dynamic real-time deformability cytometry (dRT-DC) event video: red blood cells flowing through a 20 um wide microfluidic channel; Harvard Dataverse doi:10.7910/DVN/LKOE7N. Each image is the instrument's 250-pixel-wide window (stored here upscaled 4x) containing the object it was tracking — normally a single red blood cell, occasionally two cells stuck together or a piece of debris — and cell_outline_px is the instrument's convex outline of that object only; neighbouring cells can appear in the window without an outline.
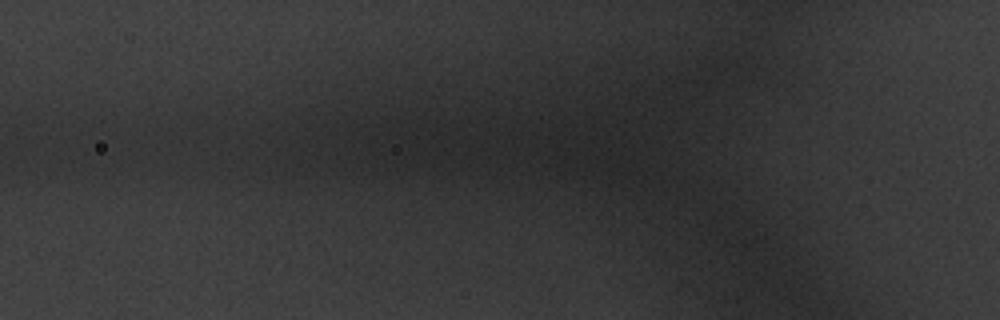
{"species": "common noctule bat (a hibernating species)", "species_latin": "Nyctalus noctula", "temperature_condition": "warm", "stored_images_in_passage": 6, "camera_frame_rate_fps": 3000, "um_per_image_px": 0.085, "animal": {"sex": "male", "body_mass_g": 20.1, "forearm_length_mm": 53.5}, "frame": {"image": 1, "passage_image": 2, "time_ms": 0.333, "image_size_px": [1000, 320], "cell_outline_px": [[120, 160], [112, 164], [52, 172], [44, 172], [24, 144], [44, 132], [100, 128], [112, 128], [120, 144]], "centroid_in_image_um": [6.37, 12.67], "position_along_channel_um": 119.4, "area_um2": 23.47}}